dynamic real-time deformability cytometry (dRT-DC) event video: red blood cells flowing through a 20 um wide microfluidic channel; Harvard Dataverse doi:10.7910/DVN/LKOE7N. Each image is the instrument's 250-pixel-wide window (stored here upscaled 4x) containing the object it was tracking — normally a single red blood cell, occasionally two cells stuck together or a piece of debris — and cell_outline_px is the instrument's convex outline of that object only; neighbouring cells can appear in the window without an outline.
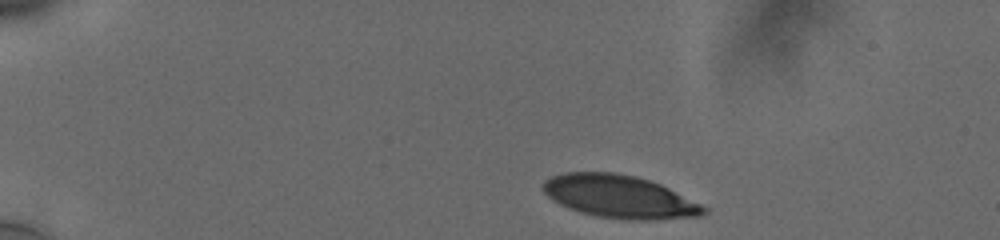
{"species": "human", "species_latin": "Homo sapiens", "temperature_condition": "cold", "stored_images_in_passage": 32, "camera_frame_rate_fps": 3000, "um_per_image_px": 0.085, "donor": {"sex": "male"}, "frame": {"image": 1, "passage_image": 1, "time_ms": 0.0, "image_size_px": [1000, 240], "cell_outline_px": [[708, 212], [700, 216], [652, 220], [624, 220], [596, 216], [580, 212], [568, 208], [552, 200], [544, 192], [544, 180], [552, 176], [564, 172], [616, 172], [636, 176], [660, 184], [708, 208]], "centroid_in_image_um": [52.65, 16.72], "position_along_channel_um": 32.4, "area_um2": 40.11}}
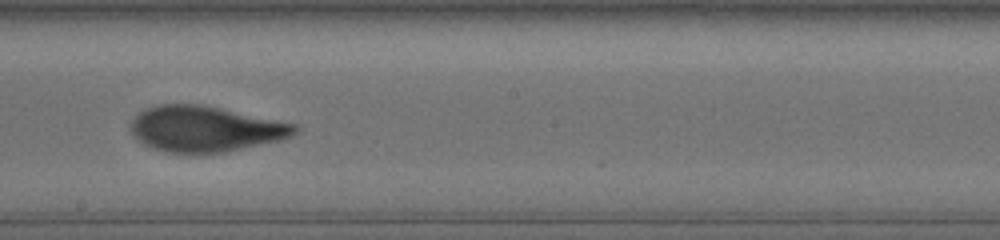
{"frame": {"image": 2, "passage_image": 14, "time_ms": 7.667, "image_size_px": [1000, 240], "cell_outline_px": [[300, 132], [292, 136], [280, 140], [224, 152], [168, 152], [144, 144], [132, 132], [132, 120], [140, 112], [156, 104], [200, 104], [220, 108], [296, 124], [300, 128]], "centroid_in_image_um": [17.5, 10.94], "position_along_channel_um": 230.7, "area_um2": 43.0}}
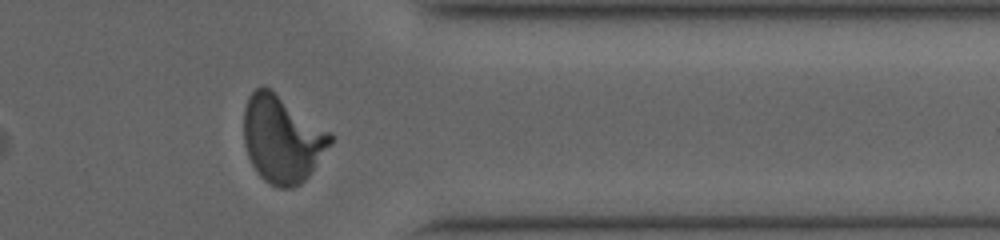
{"frame": {"image": 3, "passage_image": 28, "time_ms": 12.0, "image_size_px": [1000, 240], "cell_outline_px": [[332, 144], [308, 176], [300, 184], [292, 188], [276, 188], [264, 180], [260, 176], [252, 164], [248, 156], [244, 144], [244, 108], [248, 96], [260, 84], [264, 84], [332, 132]], "centroid_in_image_um": [23.98, 11.8], "position_along_channel_um": 387.4, "area_um2": 44.27}, "authors_computed_cell_mechanics": {"area_um2": 42.7142, "velocity_mm_per_s": 3.7468, "shape_relaxation_time_tau1_ms": 4.5849, "shape_relaxation_time_tau2_ms": null, "deformation_change_tau1": 0.1797, "deformation_change_tau2": null}}